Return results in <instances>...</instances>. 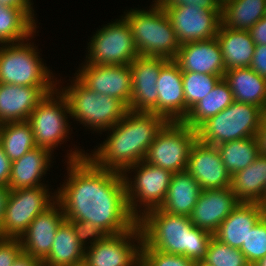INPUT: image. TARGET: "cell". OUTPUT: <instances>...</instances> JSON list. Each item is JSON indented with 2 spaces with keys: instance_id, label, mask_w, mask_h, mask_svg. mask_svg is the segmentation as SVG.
Listing matches in <instances>:
<instances>
[{
  "instance_id": "2",
  "label": "cell",
  "mask_w": 266,
  "mask_h": 266,
  "mask_svg": "<svg viewBox=\"0 0 266 266\" xmlns=\"http://www.w3.org/2000/svg\"><path fill=\"white\" fill-rule=\"evenodd\" d=\"M166 123L152 112L128 110L123 119L107 130L106 139L86 156L100 168L123 173L145 159L149 146Z\"/></svg>"
},
{
  "instance_id": "28",
  "label": "cell",
  "mask_w": 266,
  "mask_h": 266,
  "mask_svg": "<svg viewBox=\"0 0 266 266\" xmlns=\"http://www.w3.org/2000/svg\"><path fill=\"white\" fill-rule=\"evenodd\" d=\"M34 12V8L0 5V44L18 43L36 33Z\"/></svg>"
},
{
  "instance_id": "41",
  "label": "cell",
  "mask_w": 266,
  "mask_h": 266,
  "mask_svg": "<svg viewBox=\"0 0 266 266\" xmlns=\"http://www.w3.org/2000/svg\"><path fill=\"white\" fill-rule=\"evenodd\" d=\"M162 8H175L178 6H194L206 10H221L219 0H153Z\"/></svg>"
},
{
  "instance_id": "49",
  "label": "cell",
  "mask_w": 266,
  "mask_h": 266,
  "mask_svg": "<svg viewBox=\"0 0 266 266\" xmlns=\"http://www.w3.org/2000/svg\"><path fill=\"white\" fill-rule=\"evenodd\" d=\"M258 203L266 209V187H265V190H264V195H263L262 199Z\"/></svg>"
},
{
  "instance_id": "51",
  "label": "cell",
  "mask_w": 266,
  "mask_h": 266,
  "mask_svg": "<svg viewBox=\"0 0 266 266\" xmlns=\"http://www.w3.org/2000/svg\"><path fill=\"white\" fill-rule=\"evenodd\" d=\"M196 266H211V265L201 260V261H196Z\"/></svg>"
},
{
  "instance_id": "11",
  "label": "cell",
  "mask_w": 266,
  "mask_h": 266,
  "mask_svg": "<svg viewBox=\"0 0 266 266\" xmlns=\"http://www.w3.org/2000/svg\"><path fill=\"white\" fill-rule=\"evenodd\" d=\"M197 132L183 122H167L149 146L144 161L173 174L187 169Z\"/></svg>"
},
{
  "instance_id": "33",
  "label": "cell",
  "mask_w": 266,
  "mask_h": 266,
  "mask_svg": "<svg viewBox=\"0 0 266 266\" xmlns=\"http://www.w3.org/2000/svg\"><path fill=\"white\" fill-rule=\"evenodd\" d=\"M0 144L11 162L24 156L36 147L30 123L16 121L0 124Z\"/></svg>"
},
{
  "instance_id": "43",
  "label": "cell",
  "mask_w": 266,
  "mask_h": 266,
  "mask_svg": "<svg viewBox=\"0 0 266 266\" xmlns=\"http://www.w3.org/2000/svg\"><path fill=\"white\" fill-rule=\"evenodd\" d=\"M248 31L255 45H266V15Z\"/></svg>"
},
{
  "instance_id": "24",
  "label": "cell",
  "mask_w": 266,
  "mask_h": 266,
  "mask_svg": "<svg viewBox=\"0 0 266 266\" xmlns=\"http://www.w3.org/2000/svg\"><path fill=\"white\" fill-rule=\"evenodd\" d=\"M265 214L266 209L257 202H240L213 236L232 248L240 249L251 229Z\"/></svg>"
},
{
  "instance_id": "1",
  "label": "cell",
  "mask_w": 266,
  "mask_h": 266,
  "mask_svg": "<svg viewBox=\"0 0 266 266\" xmlns=\"http://www.w3.org/2000/svg\"><path fill=\"white\" fill-rule=\"evenodd\" d=\"M74 147L65 156L67 177L56 190L65 220L90 221L106 235L131 230L138 220L128 208L123 174L96 166Z\"/></svg>"
},
{
  "instance_id": "36",
  "label": "cell",
  "mask_w": 266,
  "mask_h": 266,
  "mask_svg": "<svg viewBox=\"0 0 266 266\" xmlns=\"http://www.w3.org/2000/svg\"><path fill=\"white\" fill-rule=\"evenodd\" d=\"M203 261L211 266H251L238 248H232L214 236L209 242Z\"/></svg>"
},
{
  "instance_id": "53",
  "label": "cell",
  "mask_w": 266,
  "mask_h": 266,
  "mask_svg": "<svg viewBox=\"0 0 266 266\" xmlns=\"http://www.w3.org/2000/svg\"><path fill=\"white\" fill-rule=\"evenodd\" d=\"M75 266H86V265L84 263H82V264L75 265Z\"/></svg>"
},
{
  "instance_id": "32",
  "label": "cell",
  "mask_w": 266,
  "mask_h": 266,
  "mask_svg": "<svg viewBox=\"0 0 266 266\" xmlns=\"http://www.w3.org/2000/svg\"><path fill=\"white\" fill-rule=\"evenodd\" d=\"M234 102L227 82L221 78L213 90L190 110L183 123L196 130L203 122L218 114Z\"/></svg>"
},
{
  "instance_id": "16",
  "label": "cell",
  "mask_w": 266,
  "mask_h": 266,
  "mask_svg": "<svg viewBox=\"0 0 266 266\" xmlns=\"http://www.w3.org/2000/svg\"><path fill=\"white\" fill-rule=\"evenodd\" d=\"M168 61L162 57L138 56L130 64L132 94L128 110L157 115V79Z\"/></svg>"
},
{
  "instance_id": "37",
  "label": "cell",
  "mask_w": 266,
  "mask_h": 266,
  "mask_svg": "<svg viewBox=\"0 0 266 266\" xmlns=\"http://www.w3.org/2000/svg\"><path fill=\"white\" fill-rule=\"evenodd\" d=\"M239 250L251 266L266 256V214L251 229Z\"/></svg>"
},
{
  "instance_id": "12",
  "label": "cell",
  "mask_w": 266,
  "mask_h": 266,
  "mask_svg": "<svg viewBox=\"0 0 266 266\" xmlns=\"http://www.w3.org/2000/svg\"><path fill=\"white\" fill-rule=\"evenodd\" d=\"M49 187L10 190L4 218L0 227L1 238H20L30 223L56 201V191Z\"/></svg>"
},
{
  "instance_id": "18",
  "label": "cell",
  "mask_w": 266,
  "mask_h": 266,
  "mask_svg": "<svg viewBox=\"0 0 266 266\" xmlns=\"http://www.w3.org/2000/svg\"><path fill=\"white\" fill-rule=\"evenodd\" d=\"M240 202L230 187L202 190L190 216L191 223L214 234Z\"/></svg>"
},
{
  "instance_id": "7",
  "label": "cell",
  "mask_w": 266,
  "mask_h": 266,
  "mask_svg": "<svg viewBox=\"0 0 266 266\" xmlns=\"http://www.w3.org/2000/svg\"><path fill=\"white\" fill-rule=\"evenodd\" d=\"M264 113L260 107L234 101L196 129L197 140L217 146L229 141L255 137L263 122Z\"/></svg>"
},
{
  "instance_id": "44",
  "label": "cell",
  "mask_w": 266,
  "mask_h": 266,
  "mask_svg": "<svg viewBox=\"0 0 266 266\" xmlns=\"http://www.w3.org/2000/svg\"><path fill=\"white\" fill-rule=\"evenodd\" d=\"M11 165L12 162L5 154L3 147L0 144V185L1 186L8 187Z\"/></svg>"
},
{
  "instance_id": "42",
  "label": "cell",
  "mask_w": 266,
  "mask_h": 266,
  "mask_svg": "<svg viewBox=\"0 0 266 266\" xmlns=\"http://www.w3.org/2000/svg\"><path fill=\"white\" fill-rule=\"evenodd\" d=\"M259 76L266 79V45H256L250 65Z\"/></svg>"
},
{
  "instance_id": "50",
  "label": "cell",
  "mask_w": 266,
  "mask_h": 266,
  "mask_svg": "<svg viewBox=\"0 0 266 266\" xmlns=\"http://www.w3.org/2000/svg\"><path fill=\"white\" fill-rule=\"evenodd\" d=\"M253 266H266V256L263 257L261 260H259L255 265Z\"/></svg>"
},
{
  "instance_id": "23",
  "label": "cell",
  "mask_w": 266,
  "mask_h": 266,
  "mask_svg": "<svg viewBox=\"0 0 266 266\" xmlns=\"http://www.w3.org/2000/svg\"><path fill=\"white\" fill-rule=\"evenodd\" d=\"M53 156L47 149L36 146L21 158L12 161L9 190L48 187L49 184L46 185L42 180L52 162L54 163Z\"/></svg>"
},
{
  "instance_id": "19",
  "label": "cell",
  "mask_w": 266,
  "mask_h": 266,
  "mask_svg": "<svg viewBox=\"0 0 266 266\" xmlns=\"http://www.w3.org/2000/svg\"><path fill=\"white\" fill-rule=\"evenodd\" d=\"M64 220L62 206L56 200L30 223L20 237L23 252L43 261L49 255L56 231Z\"/></svg>"
},
{
  "instance_id": "45",
  "label": "cell",
  "mask_w": 266,
  "mask_h": 266,
  "mask_svg": "<svg viewBox=\"0 0 266 266\" xmlns=\"http://www.w3.org/2000/svg\"><path fill=\"white\" fill-rule=\"evenodd\" d=\"M12 266H43V265L40 259L32 257L22 252L13 262Z\"/></svg>"
},
{
  "instance_id": "52",
  "label": "cell",
  "mask_w": 266,
  "mask_h": 266,
  "mask_svg": "<svg viewBox=\"0 0 266 266\" xmlns=\"http://www.w3.org/2000/svg\"><path fill=\"white\" fill-rule=\"evenodd\" d=\"M226 1H228V0H219V2H220L221 4L225 3Z\"/></svg>"
},
{
  "instance_id": "15",
  "label": "cell",
  "mask_w": 266,
  "mask_h": 266,
  "mask_svg": "<svg viewBox=\"0 0 266 266\" xmlns=\"http://www.w3.org/2000/svg\"><path fill=\"white\" fill-rule=\"evenodd\" d=\"M180 44L211 39L218 34L221 10L194 6L163 8Z\"/></svg>"
},
{
  "instance_id": "27",
  "label": "cell",
  "mask_w": 266,
  "mask_h": 266,
  "mask_svg": "<svg viewBox=\"0 0 266 266\" xmlns=\"http://www.w3.org/2000/svg\"><path fill=\"white\" fill-rule=\"evenodd\" d=\"M216 39L223 55L225 71L250 67L256 45L249 31L232 30L221 24Z\"/></svg>"
},
{
  "instance_id": "31",
  "label": "cell",
  "mask_w": 266,
  "mask_h": 266,
  "mask_svg": "<svg viewBox=\"0 0 266 266\" xmlns=\"http://www.w3.org/2000/svg\"><path fill=\"white\" fill-rule=\"evenodd\" d=\"M266 15V0H228L221 7V24L248 31Z\"/></svg>"
},
{
  "instance_id": "48",
  "label": "cell",
  "mask_w": 266,
  "mask_h": 266,
  "mask_svg": "<svg viewBox=\"0 0 266 266\" xmlns=\"http://www.w3.org/2000/svg\"><path fill=\"white\" fill-rule=\"evenodd\" d=\"M9 188L0 185V227L4 218L6 202L9 195Z\"/></svg>"
},
{
  "instance_id": "3",
  "label": "cell",
  "mask_w": 266,
  "mask_h": 266,
  "mask_svg": "<svg viewBox=\"0 0 266 266\" xmlns=\"http://www.w3.org/2000/svg\"><path fill=\"white\" fill-rule=\"evenodd\" d=\"M137 223L148 247L183 255L193 261L204 260L213 237L212 233L195 227L190 217L173 215L158 208L147 211Z\"/></svg>"
},
{
  "instance_id": "46",
  "label": "cell",
  "mask_w": 266,
  "mask_h": 266,
  "mask_svg": "<svg viewBox=\"0 0 266 266\" xmlns=\"http://www.w3.org/2000/svg\"><path fill=\"white\" fill-rule=\"evenodd\" d=\"M257 138L260 146V154L266 155V112L264 113V119L258 130Z\"/></svg>"
},
{
  "instance_id": "30",
  "label": "cell",
  "mask_w": 266,
  "mask_h": 266,
  "mask_svg": "<svg viewBox=\"0 0 266 266\" xmlns=\"http://www.w3.org/2000/svg\"><path fill=\"white\" fill-rule=\"evenodd\" d=\"M85 249L79 244L71 225L64 220L56 231L49 255L43 266H75L84 261Z\"/></svg>"
},
{
  "instance_id": "29",
  "label": "cell",
  "mask_w": 266,
  "mask_h": 266,
  "mask_svg": "<svg viewBox=\"0 0 266 266\" xmlns=\"http://www.w3.org/2000/svg\"><path fill=\"white\" fill-rule=\"evenodd\" d=\"M266 187V155L260 154L243 170L231 175L230 189L241 202H259Z\"/></svg>"
},
{
  "instance_id": "22",
  "label": "cell",
  "mask_w": 266,
  "mask_h": 266,
  "mask_svg": "<svg viewBox=\"0 0 266 266\" xmlns=\"http://www.w3.org/2000/svg\"><path fill=\"white\" fill-rule=\"evenodd\" d=\"M55 88L0 83V124L27 121L38 102Z\"/></svg>"
},
{
  "instance_id": "10",
  "label": "cell",
  "mask_w": 266,
  "mask_h": 266,
  "mask_svg": "<svg viewBox=\"0 0 266 266\" xmlns=\"http://www.w3.org/2000/svg\"><path fill=\"white\" fill-rule=\"evenodd\" d=\"M113 21L93 33L87 43L85 63L130 65L139 56L128 22L122 16Z\"/></svg>"
},
{
  "instance_id": "39",
  "label": "cell",
  "mask_w": 266,
  "mask_h": 266,
  "mask_svg": "<svg viewBox=\"0 0 266 266\" xmlns=\"http://www.w3.org/2000/svg\"><path fill=\"white\" fill-rule=\"evenodd\" d=\"M77 237L79 244L87 249L101 241L106 234L90 221L66 220ZM90 244V245H89Z\"/></svg>"
},
{
  "instance_id": "6",
  "label": "cell",
  "mask_w": 266,
  "mask_h": 266,
  "mask_svg": "<svg viewBox=\"0 0 266 266\" xmlns=\"http://www.w3.org/2000/svg\"><path fill=\"white\" fill-rule=\"evenodd\" d=\"M35 35L18 43L0 44V83L33 87L61 85V78H55L31 41Z\"/></svg>"
},
{
  "instance_id": "20",
  "label": "cell",
  "mask_w": 266,
  "mask_h": 266,
  "mask_svg": "<svg viewBox=\"0 0 266 266\" xmlns=\"http://www.w3.org/2000/svg\"><path fill=\"white\" fill-rule=\"evenodd\" d=\"M157 115L167 122H183L185 119V97L182 71L174 60H169L157 79Z\"/></svg>"
},
{
  "instance_id": "40",
  "label": "cell",
  "mask_w": 266,
  "mask_h": 266,
  "mask_svg": "<svg viewBox=\"0 0 266 266\" xmlns=\"http://www.w3.org/2000/svg\"><path fill=\"white\" fill-rule=\"evenodd\" d=\"M22 252L20 238L0 237V266H12Z\"/></svg>"
},
{
  "instance_id": "26",
  "label": "cell",
  "mask_w": 266,
  "mask_h": 266,
  "mask_svg": "<svg viewBox=\"0 0 266 266\" xmlns=\"http://www.w3.org/2000/svg\"><path fill=\"white\" fill-rule=\"evenodd\" d=\"M223 79L231 89L234 101L252 104L266 111L265 78L247 67L225 71Z\"/></svg>"
},
{
  "instance_id": "38",
  "label": "cell",
  "mask_w": 266,
  "mask_h": 266,
  "mask_svg": "<svg viewBox=\"0 0 266 266\" xmlns=\"http://www.w3.org/2000/svg\"><path fill=\"white\" fill-rule=\"evenodd\" d=\"M141 266H196V261L183 255L168 254L148 247L144 242L141 247Z\"/></svg>"
},
{
  "instance_id": "9",
  "label": "cell",
  "mask_w": 266,
  "mask_h": 266,
  "mask_svg": "<svg viewBox=\"0 0 266 266\" xmlns=\"http://www.w3.org/2000/svg\"><path fill=\"white\" fill-rule=\"evenodd\" d=\"M68 118L70 120L68 100L56 87L38 102L27 120L32 127L36 146L54 154L56 147L64 141L66 144L72 133L70 131H73Z\"/></svg>"
},
{
  "instance_id": "47",
  "label": "cell",
  "mask_w": 266,
  "mask_h": 266,
  "mask_svg": "<svg viewBox=\"0 0 266 266\" xmlns=\"http://www.w3.org/2000/svg\"><path fill=\"white\" fill-rule=\"evenodd\" d=\"M32 0H0V5L14 8H33Z\"/></svg>"
},
{
  "instance_id": "25",
  "label": "cell",
  "mask_w": 266,
  "mask_h": 266,
  "mask_svg": "<svg viewBox=\"0 0 266 266\" xmlns=\"http://www.w3.org/2000/svg\"><path fill=\"white\" fill-rule=\"evenodd\" d=\"M201 192V186L187 170L176 172L158 209L173 215L190 217Z\"/></svg>"
},
{
  "instance_id": "14",
  "label": "cell",
  "mask_w": 266,
  "mask_h": 266,
  "mask_svg": "<svg viewBox=\"0 0 266 266\" xmlns=\"http://www.w3.org/2000/svg\"><path fill=\"white\" fill-rule=\"evenodd\" d=\"M79 66L74 76L87 88L118 98L129 107L132 94L130 65H94L83 61Z\"/></svg>"
},
{
  "instance_id": "4",
  "label": "cell",
  "mask_w": 266,
  "mask_h": 266,
  "mask_svg": "<svg viewBox=\"0 0 266 266\" xmlns=\"http://www.w3.org/2000/svg\"><path fill=\"white\" fill-rule=\"evenodd\" d=\"M151 3L146 9H128L122 17L128 22L139 56L174 60L181 44L164 9L155 1Z\"/></svg>"
},
{
  "instance_id": "5",
  "label": "cell",
  "mask_w": 266,
  "mask_h": 266,
  "mask_svg": "<svg viewBox=\"0 0 266 266\" xmlns=\"http://www.w3.org/2000/svg\"><path fill=\"white\" fill-rule=\"evenodd\" d=\"M71 84L59 90L68 100L70 119L76 120L83 127L102 134L121 119L128 111V107L118 98L97 94L87 88L76 76L71 77Z\"/></svg>"
},
{
  "instance_id": "21",
  "label": "cell",
  "mask_w": 266,
  "mask_h": 266,
  "mask_svg": "<svg viewBox=\"0 0 266 266\" xmlns=\"http://www.w3.org/2000/svg\"><path fill=\"white\" fill-rule=\"evenodd\" d=\"M174 61L182 72L224 76L225 65L216 37L181 44Z\"/></svg>"
},
{
  "instance_id": "35",
  "label": "cell",
  "mask_w": 266,
  "mask_h": 266,
  "mask_svg": "<svg viewBox=\"0 0 266 266\" xmlns=\"http://www.w3.org/2000/svg\"><path fill=\"white\" fill-rule=\"evenodd\" d=\"M221 78L223 77L218 75L182 72L185 97V118L189 110L209 94Z\"/></svg>"
},
{
  "instance_id": "13",
  "label": "cell",
  "mask_w": 266,
  "mask_h": 266,
  "mask_svg": "<svg viewBox=\"0 0 266 266\" xmlns=\"http://www.w3.org/2000/svg\"><path fill=\"white\" fill-rule=\"evenodd\" d=\"M142 243V232L137 223L131 230L106 235L85 249L83 263L86 266H141Z\"/></svg>"
},
{
  "instance_id": "34",
  "label": "cell",
  "mask_w": 266,
  "mask_h": 266,
  "mask_svg": "<svg viewBox=\"0 0 266 266\" xmlns=\"http://www.w3.org/2000/svg\"><path fill=\"white\" fill-rule=\"evenodd\" d=\"M216 147L230 175L248 167L260 155L257 136L225 142Z\"/></svg>"
},
{
  "instance_id": "17",
  "label": "cell",
  "mask_w": 266,
  "mask_h": 266,
  "mask_svg": "<svg viewBox=\"0 0 266 266\" xmlns=\"http://www.w3.org/2000/svg\"><path fill=\"white\" fill-rule=\"evenodd\" d=\"M202 190L230 187L231 175L216 146L196 142L192 145L186 169Z\"/></svg>"
},
{
  "instance_id": "8",
  "label": "cell",
  "mask_w": 266,
  "mask_h": 266,
  "mask_svg": "<svg viewBox=\"0 0 266 266\" xmlns=\"http://www.w3.org/2000/svg\"><path fill=\"white\" fill-rule=\"evenodd\" d=\"M122 174L128 208L137 220L147 211L160 207L173 176L172 172L144 160L128 167Z\"/></svg>"
}]
</instances>
